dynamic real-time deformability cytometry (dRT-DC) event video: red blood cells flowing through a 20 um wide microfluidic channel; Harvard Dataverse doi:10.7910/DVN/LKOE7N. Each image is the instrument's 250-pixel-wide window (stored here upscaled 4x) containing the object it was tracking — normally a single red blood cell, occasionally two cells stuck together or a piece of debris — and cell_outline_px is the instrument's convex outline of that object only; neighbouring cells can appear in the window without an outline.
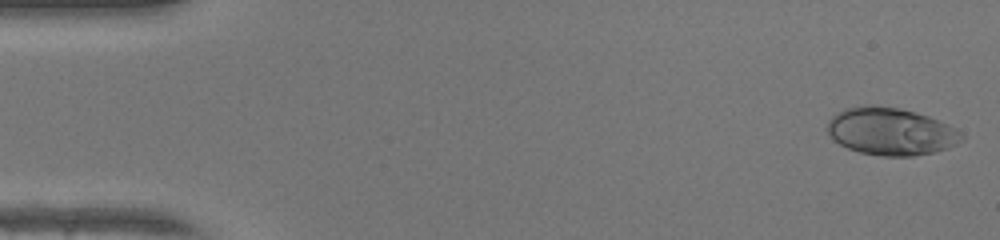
{"species": "human", "species_latin": "Homo sapiens", "temperature_condition": "warm", "stored_images_in_passage": 48, "camera_frame_rate_fps": 3000, "um_per_image_px": 0.085, "donor": {"sex": "female"}, "frame": {"image": 1, "passage_image": 1, "time_ms": 0.0, "image_size_px": [1000, 240], "cell_outline_px": [[964, 140], [948, 148], [932, 152], [912, 156], [880, 156], [860, 152], [848, 148], [832, 140], [828, 132], [828, 120], [836, 112], [844, 108], [868, 104], [876, 104], [900, 108], [916, 112], [928, 116], [948, 124], [956, 128], [964, 136]], "centroid_in_image_um": [75.7, 11.15], "position_along_channel_um": 9.3, "area_um2": 37.45}}
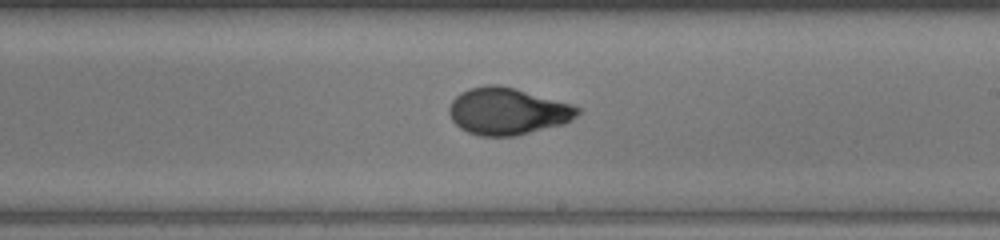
{"frame": {"image": 2, "passage_image": 28, "time_ms": 9.0, "image_size_px": [1000, 240], "cell_outline_px": [[580, 112], [576, 116], [564, 124], [516, 136], [480, 136], [468, 132], [460, 128], [452, 120], [448, 112], [448, 108], [452, 100], [460, 92], [468, 88], [488, 84], [500, 84], [516, 88], [572, 104], [580, 108]], "centroid_in_image_um": [43.13, 9.45], "position_along_channel_um": 245.9, "area_um2": 35.43}}
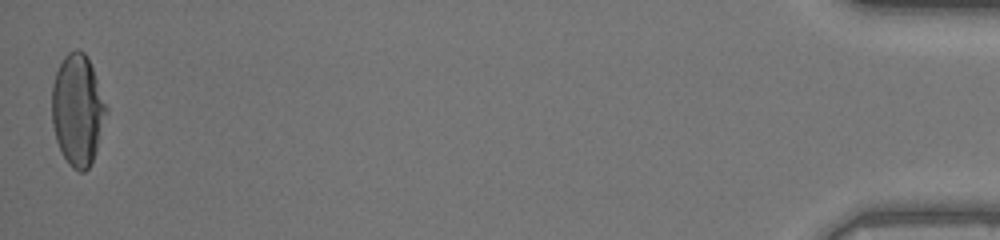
{"frame": {"image": 3, "passage_image": 48, "time_ms": 15.667, "image_size_px": [1000, 240], "cell_outline_px": [[108, 112], [96, 152], [88, 168], [84, 172], [80, 172], [72, 168], [68, 164], [56, 140], [52, 124], [52, 84], [56, 72], [64, 56], [68, 52], [84, 52], [92, 68], [108, 108]], "centroid_in_image_um": [6.6, 9.39], "position_along_channel_um": 428.6, "area_um2": 35.03}, "authors_computed_cell_mechanics": {"area_um2": 34.6222, "velocity_mm_per_s": 4.2478, "shape_relaxation_time_tau1_ms": 8.1646, "shape_relaxation_time_tau2_ms": null, "deformation_change_tau1": 0.3334, "deformation_change_tau2": null}}